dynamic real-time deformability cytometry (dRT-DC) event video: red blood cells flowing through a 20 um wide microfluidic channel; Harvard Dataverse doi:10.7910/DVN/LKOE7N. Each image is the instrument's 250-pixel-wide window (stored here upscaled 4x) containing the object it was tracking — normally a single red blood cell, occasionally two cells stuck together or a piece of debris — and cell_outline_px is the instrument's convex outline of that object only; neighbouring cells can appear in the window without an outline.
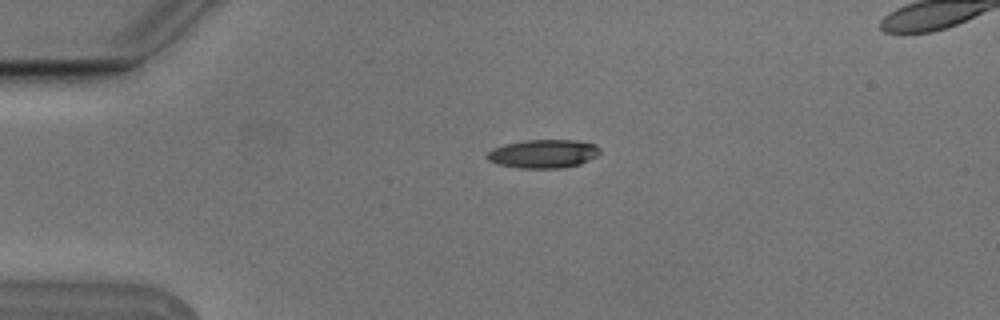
{"species": "Egyptian fruit bat (a non-hibernating species)", "species_latin": "Rousettus aegyptiacus", "temperature_condition": "cold", "stored_images_in_passage": 6, "segment_of_instrument_passage": [1, 2], "camera_frame_rate_fps": 3000, "um_per_image_px": 0.085, "animal": {"sex": "male"}, "frame": {"image": 1, "passage_image": 4, "time_ms": 1.0, "image_size_px": [1000, 320], "cell_outline_px": [[600, 152], [596, 156], [580, 164], [564, 168], [520, 168], [500, 164], [488, 160], [488, 152], [492, 148], [504, 144], [524, 140], [576, 140], [596, 144], [600, 148]], "centroid_in_image_um": [46.21, 13.06], "position_along_channel_um": 38.8, "area_um2": 18.73}}